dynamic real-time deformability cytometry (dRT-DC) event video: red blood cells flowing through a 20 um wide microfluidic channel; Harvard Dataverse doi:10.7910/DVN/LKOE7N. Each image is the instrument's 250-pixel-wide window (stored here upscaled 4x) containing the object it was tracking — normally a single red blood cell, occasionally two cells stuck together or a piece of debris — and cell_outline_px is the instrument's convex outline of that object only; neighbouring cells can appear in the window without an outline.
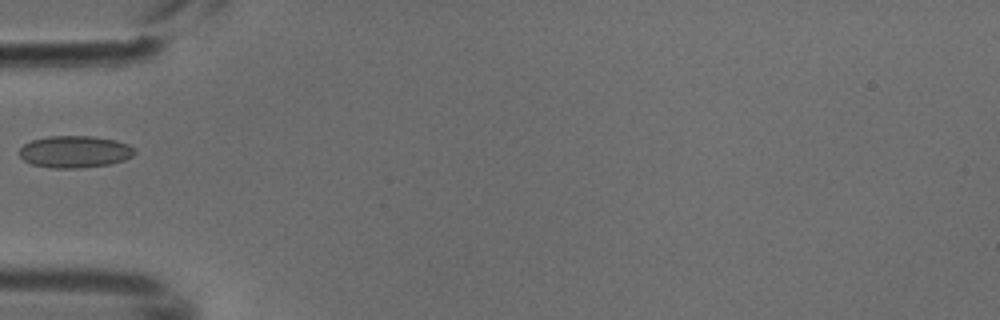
{"species": "common noctule bat (a hibernating species)", "species_latin": "Nyctalus noctula", "temperature_condition": "cold", "stored_images_in_passage": 5, "camera_frame_rate_fps": 3000, "um_per_image_px": 0.085, "animal": {"sex": "male", "body_mass_g": 18.8}, "frame": {"image": 1, "passage_image": 5, "time_ms": 1.333, "image_size_px": [1000, 320], "cell_outline_px": [[136, 152], [132, 156], [124, 160], [108, 164], [80, 168], [52, 168], [32, 164], [24, 160], [20, 156], [20, 148], [24, 144], [32, 140], [48, 136], [92, 136], [116, 140], [128, 144], [136, 148]], "centroid_in_image_um": [6.38, 12.89], "position_along_channel_um": 78.6, "area_um2": 21.5}}